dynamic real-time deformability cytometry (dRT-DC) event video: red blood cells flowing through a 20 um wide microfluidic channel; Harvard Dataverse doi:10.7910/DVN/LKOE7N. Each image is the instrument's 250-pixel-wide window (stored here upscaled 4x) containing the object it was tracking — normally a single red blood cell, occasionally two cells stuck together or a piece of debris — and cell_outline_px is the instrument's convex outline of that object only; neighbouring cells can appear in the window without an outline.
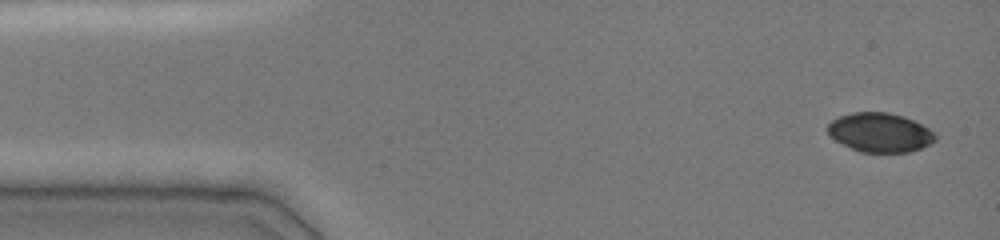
{"species": "common noctule bat (a hibernating species)", "species_latin": "Nyctalus noctula", "temperature_condition": "cold", "stored_images_in_passage": 4, "camera_frame_rate_fps": 3000, "um_per_image_px": 0.085, "animal": {"sex": "female", "body_mass_g": 19.0, "forearm_length_mm": 51.5}, "frame": {"image": 1, "passage_image": 1, "time_ms": 0.0, "image_size_px": [1000, 240], "cell_outline_px": [[936, 140], [932, 144], [908, 152], [860, 152], [836, 140], [828, 132], [828, 124], [832, 120], [840, 116], [856, 112], [888, 112], [904, 116], [936, 132]], "centroid_in_image_um": [74.84, 11.26], "position_along_channel_um": 10.2, "area_um2": 24.39}}
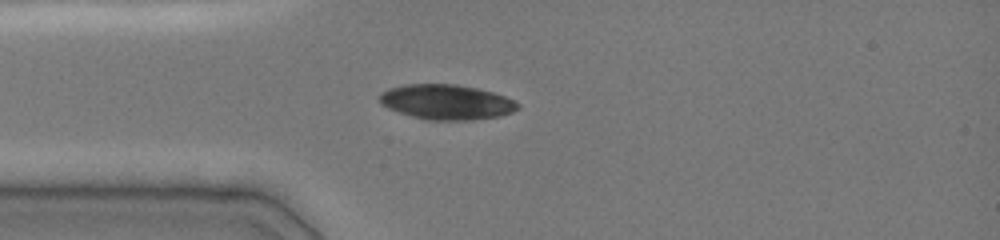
{"frame": {"image": 2, "passage_image": 4, "time_ms": 3.333, "image_size_px": [1000, 240], "cell_outline_px": [[520, 108], [512, 112], [500, 116], [472, 120], [424, 120], [388, 108], [380, 104], [380, 92], [404, 84], [452, 84], [476, 88], [492, 92], [504, 96], [520, 104]], "centroid_in_image_um": [37.95, 8.68], "position_along_channel_um": 47.0, "area_um2": 28.09}}